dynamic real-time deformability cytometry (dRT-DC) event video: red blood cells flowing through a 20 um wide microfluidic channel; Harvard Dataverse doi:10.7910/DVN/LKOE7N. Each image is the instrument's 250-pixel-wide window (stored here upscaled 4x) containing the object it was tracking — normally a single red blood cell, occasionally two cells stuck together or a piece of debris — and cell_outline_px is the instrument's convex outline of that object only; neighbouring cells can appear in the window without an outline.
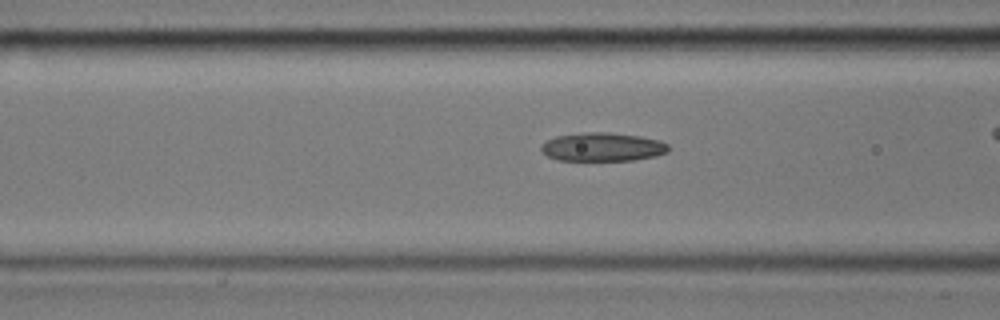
{"species": "common noctule bat (a hibernating species)", "species_latin": "Nyctalus noctula", "temperature_condition": "cold", "stored_images_in_passage": 43, "camera_frame_rate_fps": 3000, "um_per_image_px": 0.085, "animal": {"sex": "male", "body_mass_g": 17.9, "forearm_length_mm": 54.2}, "frame": {"image": 1, "passage_image": 21, "time_ms": 6.667, "image_size_px": [1000, 320], "cell_outline_px": [[668, 152], [656, 156], [632, 160], [560, 160], [548, 156], [540, 152], [540, 148], [548, 140], [556, 136], [580, 132], [608, 132], [640, 136], [660, 140], [668, 144]], "centroid_in_image_um": [51.22, 12.48], "position_along_channel_um": 115.4, "area_um2": 21.21}}
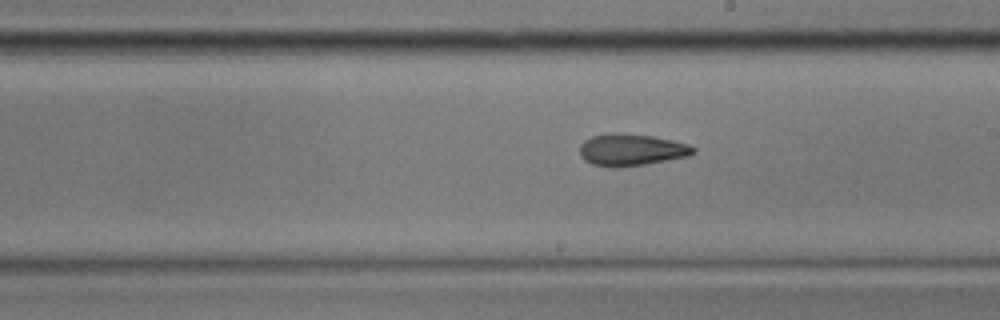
{"frame": {"image": 2, "passage_image": 31, "time_ms": 10.0, "image_size_px": [1000, 320], "cell_outline_px": [[696, 152], [688, 156], [644, 164], [592, 164], [584, 160], [580, 156], [580, 144], [584, 140], [592, 136], [612, 132], [616, 132], [652, 136], [672, 140], [688, 144], [696, 148]], "centroid_in_image_um": [53.68, 12.68], "position_along_channel_um": 235.3, "area_um2": 20.4}}
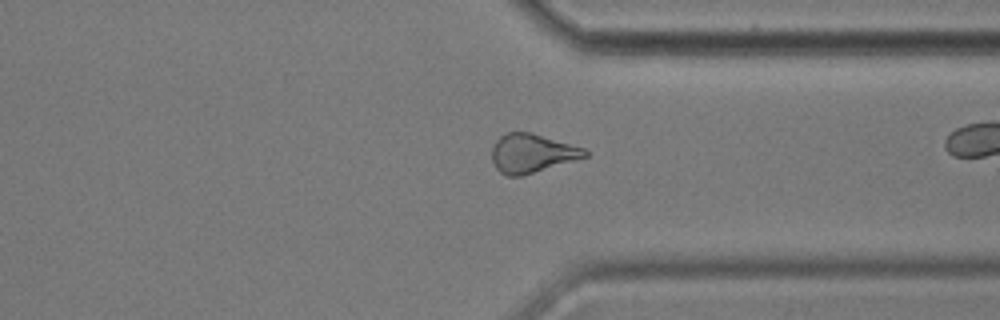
{"frame": {"image": 3, "passage_image": 42, "time_ms": 13.667, "image_size_px": [1000, 320], "cell_outline_px": [[588, 156], [520, 176], [508, 176], [500, 172], [496, 168], [492, 160], [492, 148], [496, 140], [500, 136], [508, 132], [532, 132], [584, 148], [588, 152]], "centroid_in_image_um": [45.19, 13.01], "position_along_channel_um": 366.2, "area_um2": 20.81}}